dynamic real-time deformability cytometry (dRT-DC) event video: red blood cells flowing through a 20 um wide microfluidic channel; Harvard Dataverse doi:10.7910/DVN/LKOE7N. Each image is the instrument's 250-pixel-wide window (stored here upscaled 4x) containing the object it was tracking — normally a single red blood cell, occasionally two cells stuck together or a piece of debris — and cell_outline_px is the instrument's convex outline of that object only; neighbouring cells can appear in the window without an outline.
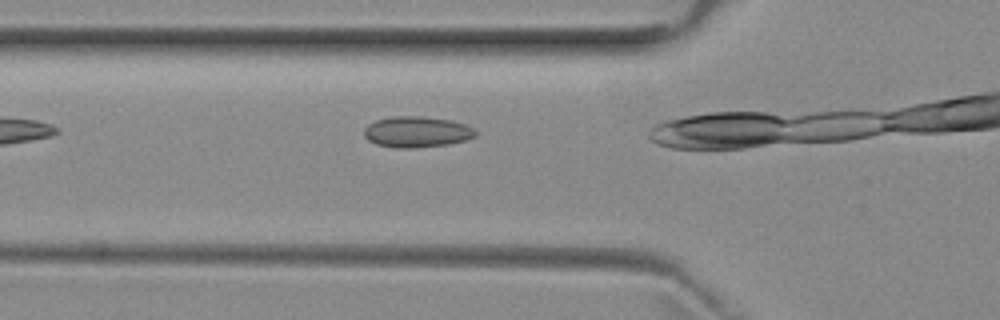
{"species": "common noctule bat (a hibernating species)", "species_latin": "Nyctalus noctula", "temperature_condition": "room temperature", "stored_images_in_passage": 3, "camera_frame_rate_fps": 3000, "um_per_image_px": 0.085, "animal": {"sex": "female", "body_mass_g": 29.2, "forearm_length_mm": 56.3}, "frame": {"image": 1, "passage_image": 2, "time_ms": 0.333, "image_size_px": [1000, 320], "cell_outline_px": [[476, 136], [468, 140], [448, 144], [416, 148], [396, 148], [376, 144], [368, 140], [364, 136], [364, 128], [368, 124], [376, 120], [392, 116], [420, 116], [452, 120], [464, 124], [472, 128], [476, 132]], "centroid_in_image_um": [35.42, 11.21], "position_along_channel_um": 90.4, "area_um2": 20.23}}